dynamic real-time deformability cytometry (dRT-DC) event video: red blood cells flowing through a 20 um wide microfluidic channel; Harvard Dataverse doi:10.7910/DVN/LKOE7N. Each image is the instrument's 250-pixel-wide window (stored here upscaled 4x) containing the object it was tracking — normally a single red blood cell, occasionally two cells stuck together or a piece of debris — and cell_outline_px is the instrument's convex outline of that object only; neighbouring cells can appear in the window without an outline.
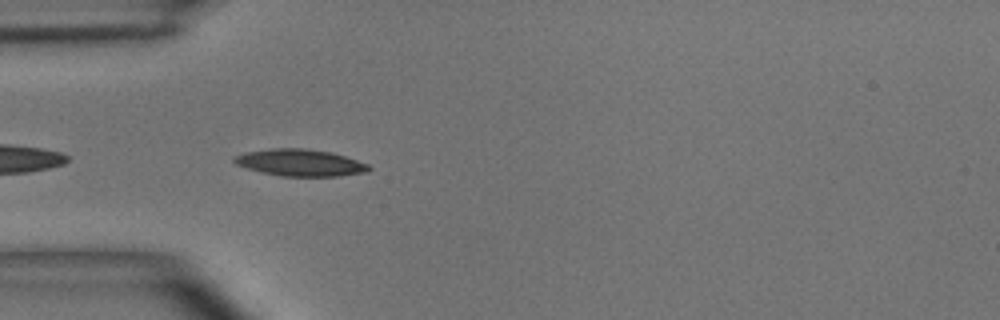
{"species": "common noctule bat (a hibernating species)", "species_latin": "Nyctalus noctula", "temperature_condition": "room temperature", "stored_images_in_passage": 6, "camera_frame_rate_fps": 3000, "um_per_image_px": 0.085, "animal": {"sex": "male", "body_mass_g": 15.6}, "frame": {"image": 1, "passage_image": 2, "time_ms": 0.333, "image_size_px": [1000, 320], "cell_outline_px": [[372, 168], [368, 172], [340, 176], [280, 176], [248, 168], [236, 164], [232, 160], [232, 156], [244, 152], [272, 148], [304, 148], [328, 152], [344, 156], [368, 164]], "centroid_in_image_um": [25.5, 13.82], "position_along_channel_um": 59.5, "area_um2": 20.98}}